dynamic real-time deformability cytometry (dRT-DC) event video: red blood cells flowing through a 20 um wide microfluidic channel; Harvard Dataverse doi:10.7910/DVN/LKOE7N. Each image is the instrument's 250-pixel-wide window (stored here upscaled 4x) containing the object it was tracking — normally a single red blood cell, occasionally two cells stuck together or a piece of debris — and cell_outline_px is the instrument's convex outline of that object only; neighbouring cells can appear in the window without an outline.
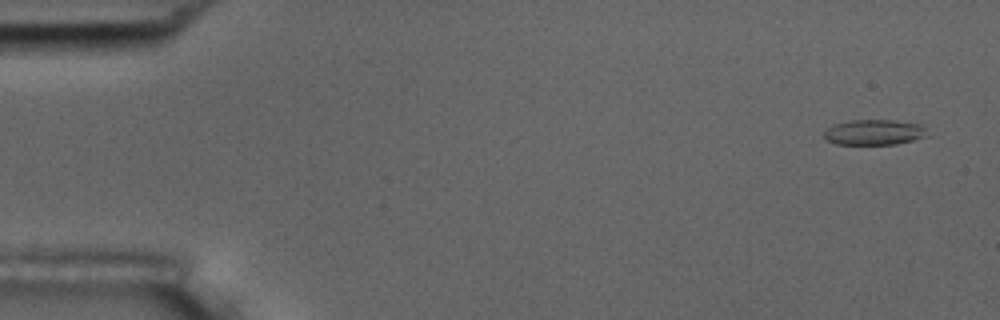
{"species": "common noctule bat (a hibernating species)", "species_latin": "Nyctalus noctula", "temperature_condition": "room temperature", "stored_images_in_passage": 5, "camera_frame_rate_fps": 3000, "um_per_image_px": 0.085, "animal": {"sex": "male", "body_mass_g": 17.5, "forearm_length_mm": 52.3}, "frame": {"image": 1, "passage_image": 1, "time_ms": 0.0, "image_size_px": [1000, 320], "cell_outline_px": [[928, 136], [896, 144], [836, 144], [828, 140], [824, 136], [824, 132], [832, 124], [852, 120], [892, 120], [924, 124]], "centroid_in_image_um": [74.33, 11.23], "position_along_channel_um": 10.7, "area_um2": 15.32}}
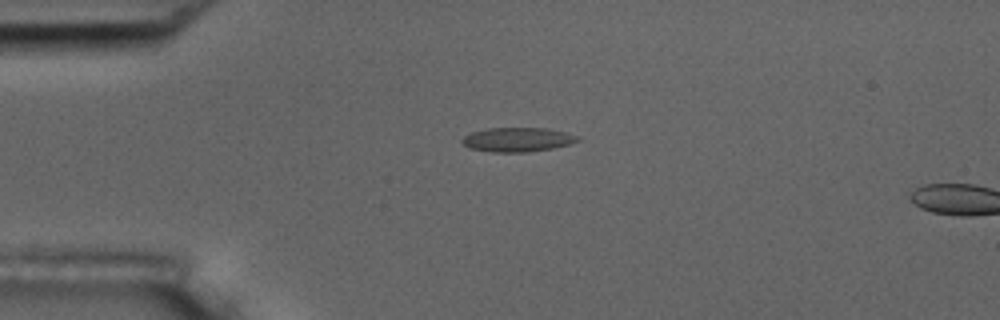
{"frame": {"image": 2, "passage_image": 4, "time_ms": 1.0, "image_size_px": [1000, 320], "cell_outline_px": [[580, 140], [568, 144], [552, 148], [528, 152], [492, 152], [468, 148], [460, 140], [464, 136], [472, 132], [488, 128], [548, 128], [580, 136]], "centroid_in_image_um": [43.97, 11.86], "position_along_channel_um": 41.0, "area_um2": 16.3}}